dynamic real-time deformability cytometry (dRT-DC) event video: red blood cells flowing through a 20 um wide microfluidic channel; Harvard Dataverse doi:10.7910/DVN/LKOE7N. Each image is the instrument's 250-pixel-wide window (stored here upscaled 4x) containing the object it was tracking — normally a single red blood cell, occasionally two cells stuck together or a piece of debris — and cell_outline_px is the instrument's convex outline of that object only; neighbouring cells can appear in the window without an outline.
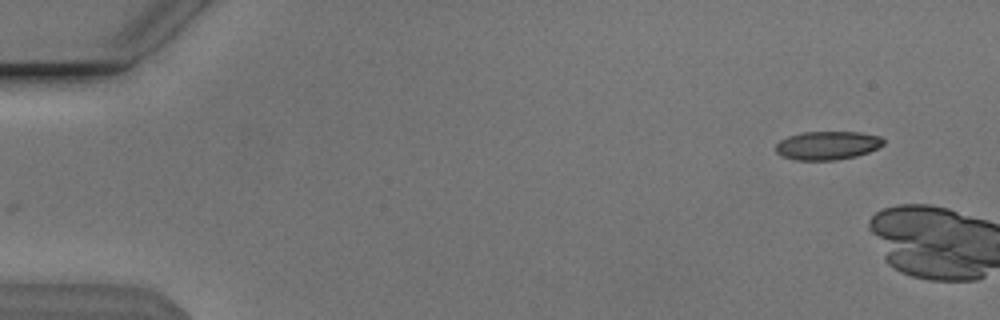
{"species": "Egyptian fruit bat (a non-hibernating species)", "species_latin": "Rousettus aegyptiacus", "temperature_condition": "cold", "stored_images_in_passage": 4, "camera_frame_rate_fps": 3000, "um_per_image_px": 0.085, "animal": {"sex": "male"}, "frame": {"image": 1, "passage_image": 1, "time_ms": 0.0, "image_size_px": [1000, 320], "cell_outline_px": [[884, 144], [868, 152], [856, 156], [836, 160], [796, 160], [780, 156], [776, 152], [776, 144], [780, 140], [788, 136], [804, 132], [860, 132], [880, 136], [884, 140]], "centroid_in_image_um": [70.31, 12.36], "position_along_channel_um": 14.7, "area_um2": 17.92}}